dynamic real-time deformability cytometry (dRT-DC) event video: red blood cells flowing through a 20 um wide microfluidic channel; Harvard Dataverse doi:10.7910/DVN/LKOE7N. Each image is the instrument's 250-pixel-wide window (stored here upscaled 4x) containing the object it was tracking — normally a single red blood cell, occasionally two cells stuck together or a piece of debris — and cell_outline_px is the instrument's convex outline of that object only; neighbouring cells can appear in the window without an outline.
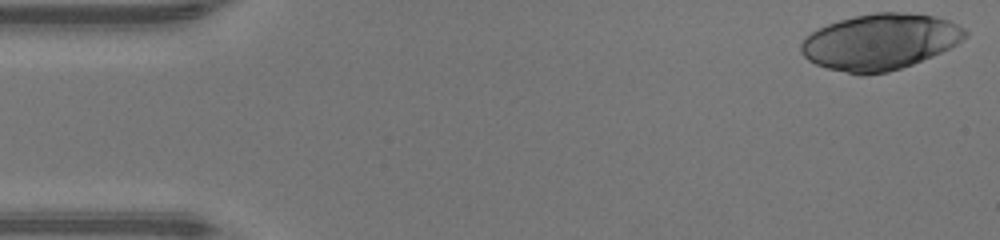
{"species": "human", "species_latin": "Homo sapiens", "temperature_condition": "warm", "stored_images_in_passage": 45, "camera_frame_rate_fps": 3000, "um_per_image_px": 0.085, "donor": {"sex": "male"}, "frame": {"image": 1, "passage_image": 1, "time_ms": 0.0, "image_size_px": [1000, 240], "cell_outline_px": [[968, 36], [956, 44], [932, 56], [912, 64], [888, 72], [860, 76], [828, 68], [816, 64], [808, 60], [800, 52], [800, 44], [804, 36], [828, 24], [840, 20], [856, 16], [876, 12], [904, 12], [936, 16], [948, 20], [964, 28], [968, 32]], "centroid_in_image_um": [74.79, 3.56], "position_along_channel_um": 10.2, "area_um2": 53.52}}
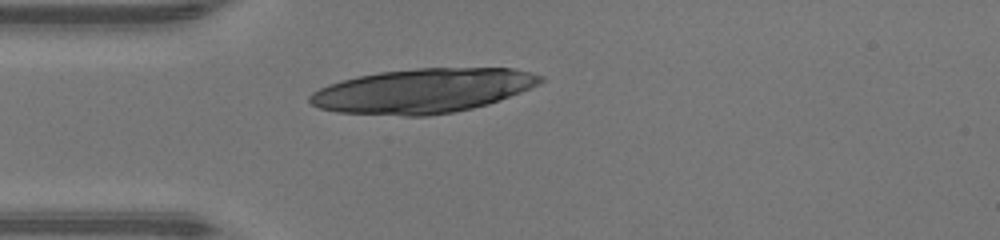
{"frame": {"image": 2, "passage_image": 12, "time_ms": 3.667, "image_size_px": [1000, 240], "cell_outline_px": [[544, 80], [540, 84], [500, 100], [488, 104], [472, 108], [452, 112], [428, 116], [404, 116], [336, 112], [320, 108], [312, 104], [308, 100], [308, 96], [312, 92], [328, 84], [360, 76], [380, 72], [416, 68], [512, 68], [532, 72], [544, 76]], "centroid_in_image_um": [35.96, 7.72], "position_along_channel_um": 49.0, "area_um2": 59.65}}
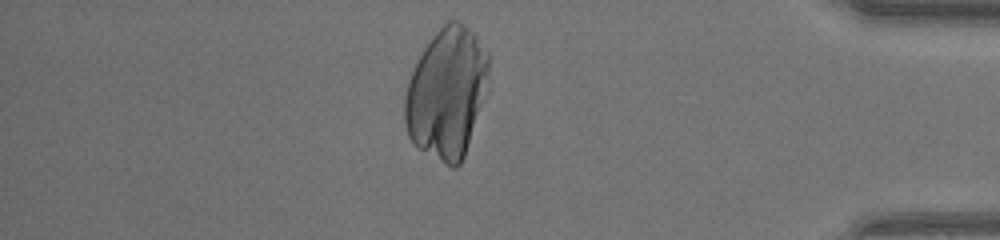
{"frame": {"image": 3, "passage_image": 39, "time_ms": 12.667, "image_size_px": [1000, 240], "cell_outline_px": [[488, 92], [464, 156], [460, 164], [456, 168], [452, 168], [444, 164], [416, 148], [412, 144], [408, 136], [404, 120], [404, 96], [408, 80], [416, 60], [432, 36], [448, 20], [456, 20], [464, 24], [476, 36], [488, 52]], "centroid_in_image_um": [37.97, 7.94], "position_along_channel_um": 397.2, "area_um2": 64.68}}